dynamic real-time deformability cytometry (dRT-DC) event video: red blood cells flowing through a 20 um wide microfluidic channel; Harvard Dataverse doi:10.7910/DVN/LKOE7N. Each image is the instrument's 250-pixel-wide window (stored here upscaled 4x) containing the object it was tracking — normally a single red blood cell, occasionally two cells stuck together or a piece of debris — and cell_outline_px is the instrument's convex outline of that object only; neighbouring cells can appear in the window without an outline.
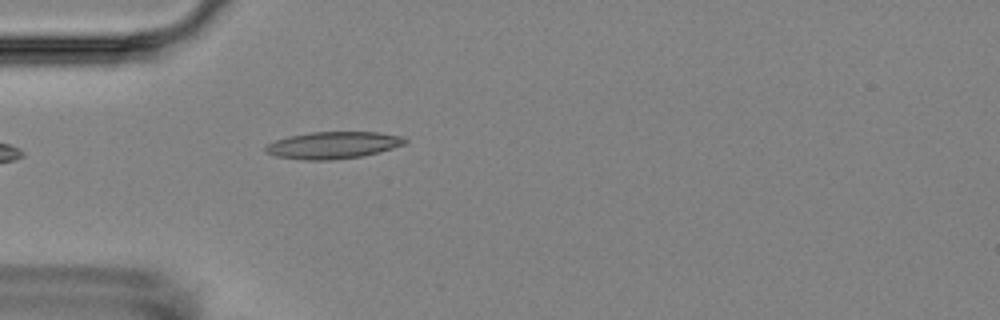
{"species": "Egyptian fruit bat (a non-hibernating species)", "species_latin": "Rousettus aegyptiacus", "temperature_condition": "room temperature", "stored_images_in_passage": 5, "camera_frame_rate_fps": 3000, "um_per_image_px": 0.085, "animal": {"sex": "female"}, "frame": {"image": 1, "passage_image": 5, "time_ms": 4.667, "image_size_px": [1000, 320], "cell_outline_px": [[408, 140], [404, 144], [380, 152], [360, 156], [328, 160], [304, 160], [276, 156], [264, 152], [264, 144], [288, 136], [312, 132], [380, 132], [400, 136]], "centroid_in_image_um": [28.26, 12.33], "position_along_channel_um": 56.7, "area_um2": 21.91}}